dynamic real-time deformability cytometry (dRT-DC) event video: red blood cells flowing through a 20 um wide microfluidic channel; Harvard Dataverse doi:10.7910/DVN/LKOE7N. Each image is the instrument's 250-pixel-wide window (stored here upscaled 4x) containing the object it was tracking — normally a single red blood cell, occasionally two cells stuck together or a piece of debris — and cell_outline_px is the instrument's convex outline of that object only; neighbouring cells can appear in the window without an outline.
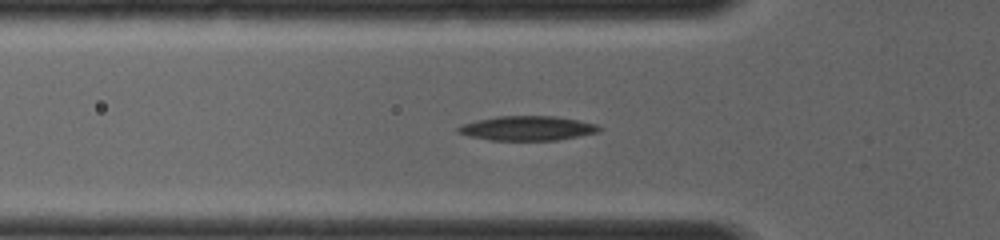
{"species": "common noctule bat (a hibernating species)", "species_latin": "Nyctalus noctula", "temperature_condition": "room temperature", "stored_images_in_passage": 43, "camera_frame_rate_fps": 4000, "um_per_image_px": 0.085, "animal": {"sex": "female", "body_mass_g": 19.0, "forearm_length_mm": 56.7}, "frame": {"image": 1, "passage_image": 15, "time_ms": 3.5, "image_size_px": [1000, 240], "cell_outline_px": [[604, 128], [600, 132], [556, 140], [488, 140], [468, 136], [456, 132], [456, 128], [464, 124], [476, 120], [496, 116], [556, 116], [596, 124]], "centroid_in_image_um": [44.82, 10.9], "position_along_channel_um": 81.0, "area_um2": 20.17}}
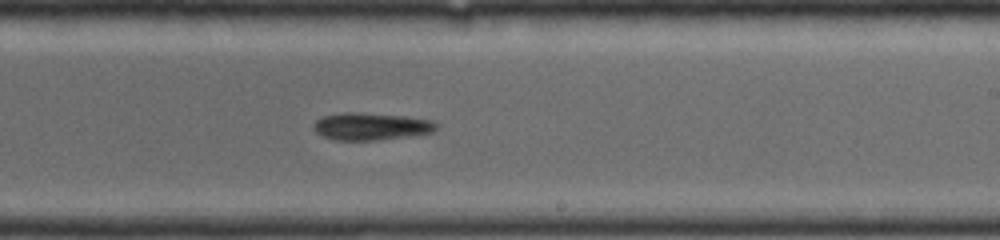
{"frame": {"image": 2, "passage_image": 30, "time_ms": 7.25, "image_size_px": [1000, 240], "cell_outline_px": [[436, 128], [432, 132], [416, 136], [376, 140], [336, 140], [324, 136], [316, 132], [312, 128], [316, 120], [324, 116], [344, 112], [352, 112], [404, 116], [432, 120], [436, 124]], "centroid_in_image_um": [31.55, 10.75], "position_along_channel_um": 257.4, "area_um2": 19.48}}
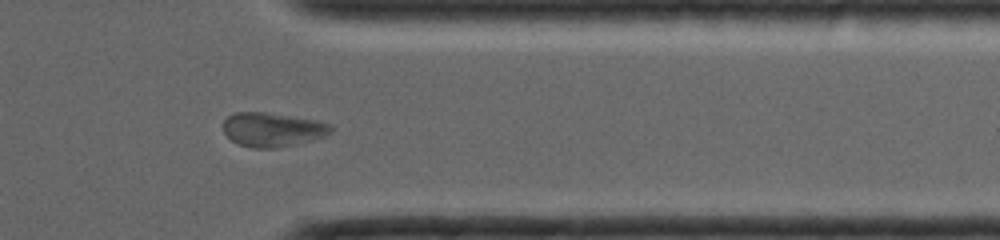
{"frame": {"image": 3, "passage_image": 41, "time_ms": 10.0, "image_size_px": [1000, 240], "cell_outline_px": [[332, 132], [324, 136], [296, 144], [276, 148], [252, 148], [236, 144], [224, 132], [224, 120], [228, 116], [236, 112], [264, 112], [316, 120], [332, 124]], "centroid_in_image_um": [23.16, 11.02], "position_along_channel_um": 388.2, "area_um2": 21.33}}